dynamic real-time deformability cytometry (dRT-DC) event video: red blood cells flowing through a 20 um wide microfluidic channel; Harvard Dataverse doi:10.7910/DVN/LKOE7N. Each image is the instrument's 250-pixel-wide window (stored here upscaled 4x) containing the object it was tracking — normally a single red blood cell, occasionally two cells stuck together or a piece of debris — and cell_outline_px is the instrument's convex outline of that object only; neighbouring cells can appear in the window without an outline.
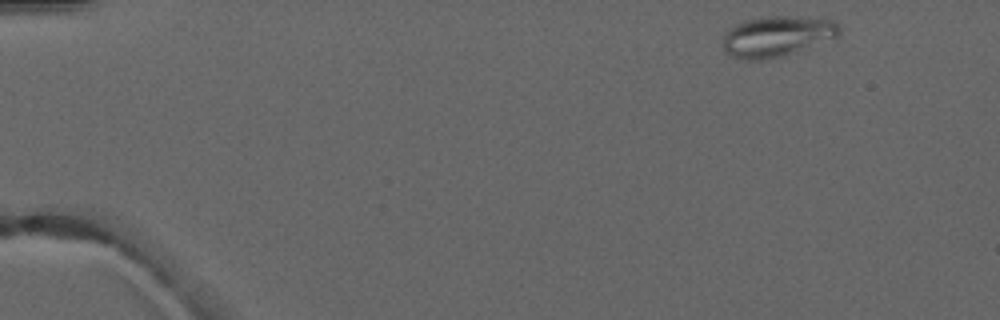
{"species": "common noctule bat (a hibernating species)", "species_latin": "Nyctalus noctula", "temperature_condition": "warm", "stored_images_in_passage": 3, "camera_frame_rate_fps": 3000, "um_per_image_px": 0.085, "animal": {"sex": "male", "forearm_length_mm": 52.5}, "frame": {"image": 1, "passage_image": 1, "time_ms": 0.0, "image_size_px": [1000, 320], "cell_outline_px": [[840, 36], [836, 40], [784, 56], [768, 60], [744, 60], [732, 56], [724, 52], [720, 44], [724, 32], [728, 28], [736, 24], [748, 20], [772, 16], [788, 16], [832, 20], [840, 28]], "centroid_in_image_um": [66.04, 3.13], "position_along_channel_um": 19.0, "area_um2": 28.32}}